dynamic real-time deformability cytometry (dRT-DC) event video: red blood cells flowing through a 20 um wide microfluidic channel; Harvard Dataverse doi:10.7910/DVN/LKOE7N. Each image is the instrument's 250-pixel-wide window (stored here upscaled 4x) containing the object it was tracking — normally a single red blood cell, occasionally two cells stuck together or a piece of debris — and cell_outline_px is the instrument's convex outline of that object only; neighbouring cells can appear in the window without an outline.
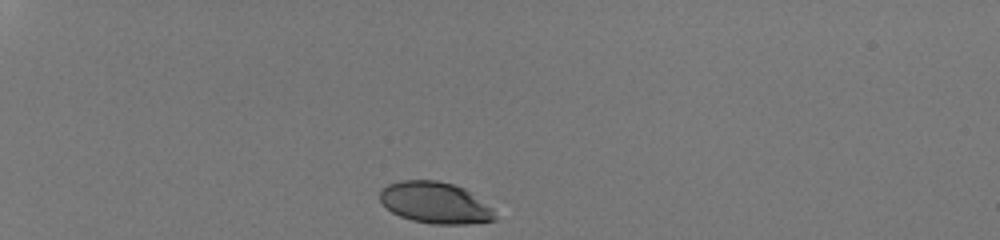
{"species": "human", "species_latin": "Homo sapiens", "temperature_condition": "room temperature", "stored_images_in_passage": 31, "camera_frame_rate_fps": 3000, "um_per_image_px": 0.085, "donor": {"sex": "male"}, "frame": {"image": 1, "passage_image": 1, "time_ms": 0.0, "image_size_px": [1000, 240], "cell_outline_px": [[496, 220], [468, 224], [432, 224], [412, 220], [400, 216], [392, 212], [380, 200], [380, 188], [388, 184], [400, 180], [436, 180], [452, 184], [464, 188], [492, 208], [496, 216]], "centroid_in_image_um": [36.97, 17.23], "position_along_channel_um": 48.0, "area_um2": 27.69}}
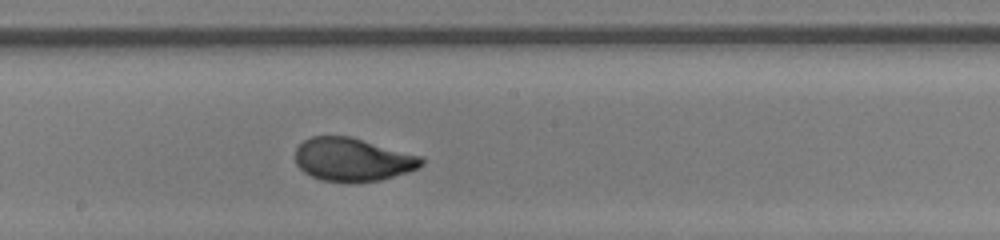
{"frame": {"image": 2, "passage_image": 18, "time_ms": 5.667, "image_size_px": [1000, 240], "cell_outline_px": [[424, 164], [408, 172], [380, 180], [348, 184], [320, 180], [304, 172], [296, 164], [296, 148], [304, 140], [312, 136], [348, 136], [424, 156]], "centroid_in_image_um": [29.99, 13.58], "position_along_channel_um": 218.2, "area_um2": 32.14}}
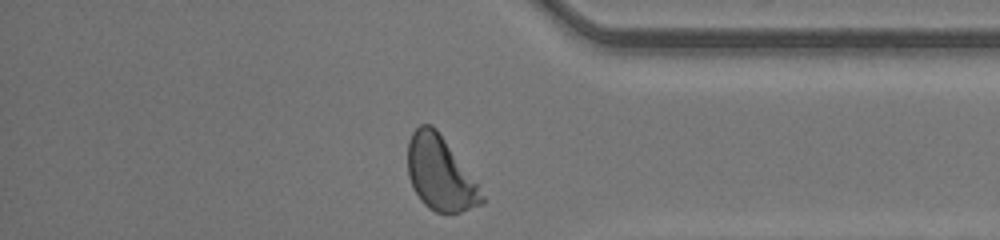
{"frame": {"image": 3, "passage_image": 31, "time_ms": 10.0, "image_size_px": [1000, 240], "cell_outline_px": [[484, 204], [460, 212], [436, 212], [428, 208], [420, 200], [412, 188], [408, 176], [408, 140], [412, 132], [420, 124], [432, 124], [436, 128], [480, 180], [484, 196]], "centroid_in_image_um": [37.48, 14.73], "position_along_channel_um": 397.7, "area_um2": 33.12}, "authors_computed_cell_mechanics": {"area_um2": 31.79, "velocity_mm_per_s": 4.2402, "shape_relaxation_time_tau1_ms": 2.8743, "shape_relaxation_time_tau2_ms": null, "deformation_change_tau1": 0.1511, "deformation_change_tau2": null}}